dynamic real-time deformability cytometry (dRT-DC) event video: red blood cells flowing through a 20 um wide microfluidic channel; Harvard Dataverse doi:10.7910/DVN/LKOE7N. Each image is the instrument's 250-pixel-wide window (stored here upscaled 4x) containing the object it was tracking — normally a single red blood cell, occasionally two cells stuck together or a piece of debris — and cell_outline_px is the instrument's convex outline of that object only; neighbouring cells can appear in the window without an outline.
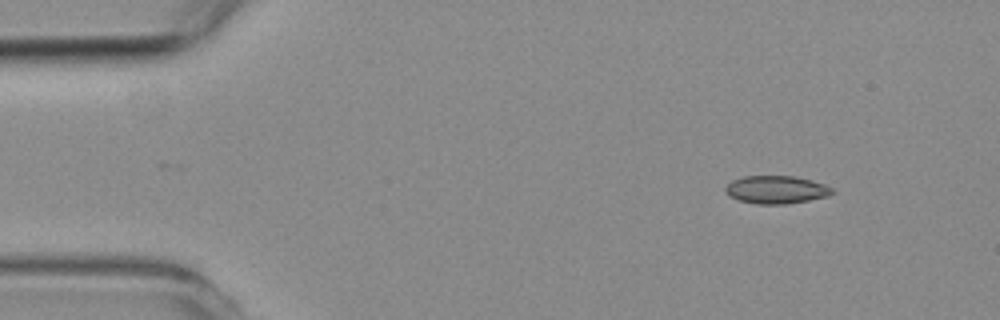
{"species": "common noctule bat (a hibernating species)", "species_latin": "Nyctalus noctula", "temperature_condition": "room temperature", "stored_images_in_passage": 5, "camera_frame_rate_fps": 3000, "um_per_image_px": 0.085, "animal": {"sex": "female", "body_mass_g": 19.3, "forearm_length_mm": 54.1}, "frame": {"image": 1, "passage_image": 1, "time_ms": 0.0, "image_size_px": [1000, 320], "cell_outline_px": [[832, 192], [828, 196], [788, 204], [756, 204], [740, 200], [732, 196], [724, 188], [732, 180], [744, 176], [796, 176], [812, 180], [824, 184], [832, 188]], "centroid_in_image_um": [66.0, 16.11], "position_along_channel_um": 19.0, "area_um2": 17.17}}
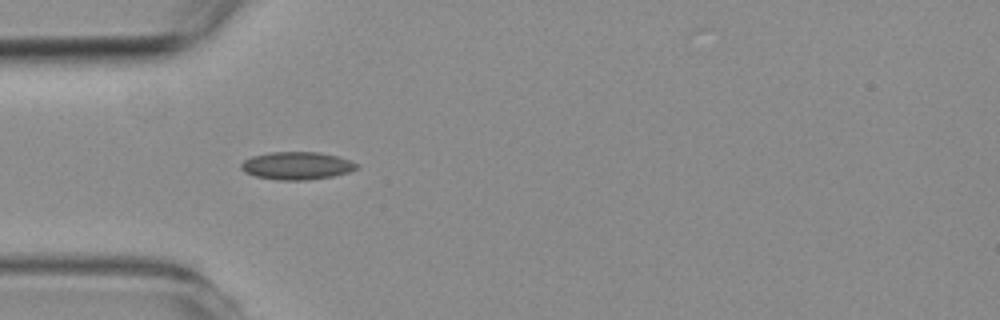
{"frame": {"image": 2, "passage_image": 4, "time_ms": 3.333, "image_size_px": [1000, 320], "cell_outline_px": [[360, 168], [348, 172], [332, 176], [308, 180], [276, 180], [256, 176], [244, 172], [240, 168], [240, 164], [244, 160], [252, 156], [272, 152], [320, 152], [340, 156], [360, 164]], "centroid_in_image_um": [25.26, 14.08], "position_along_channel_um": 59.7, "area_um2": 18.9}}
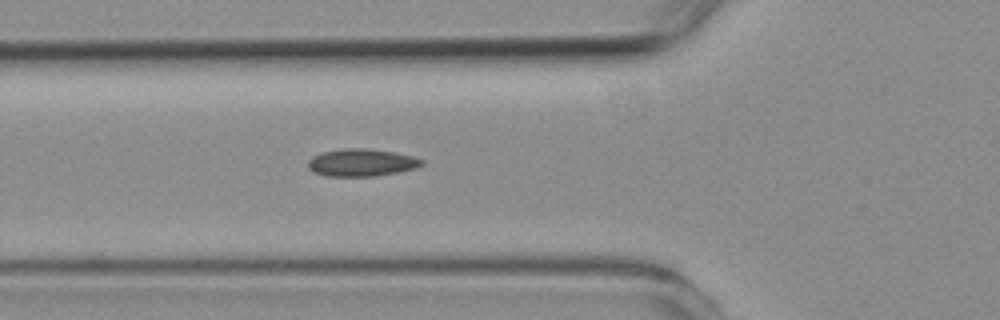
{"frame": {"image": 3, "passage_image": 5, "time_ms": 4.333, "image_size_px": [1000, 320], "cell_outline_px": [[424, 164], [416, 168], [376, 176], [328, 176], [316, 172], [308, 168], [308, 160], [312, 156], [324, 152], [344, 148], [368, 148], [392, 152], [412, 156], [424, 160]], "centroid_in_image_um": [30.74, 13.81], "position_along_channel_um": 95.1, "area_um2": 18.03}}